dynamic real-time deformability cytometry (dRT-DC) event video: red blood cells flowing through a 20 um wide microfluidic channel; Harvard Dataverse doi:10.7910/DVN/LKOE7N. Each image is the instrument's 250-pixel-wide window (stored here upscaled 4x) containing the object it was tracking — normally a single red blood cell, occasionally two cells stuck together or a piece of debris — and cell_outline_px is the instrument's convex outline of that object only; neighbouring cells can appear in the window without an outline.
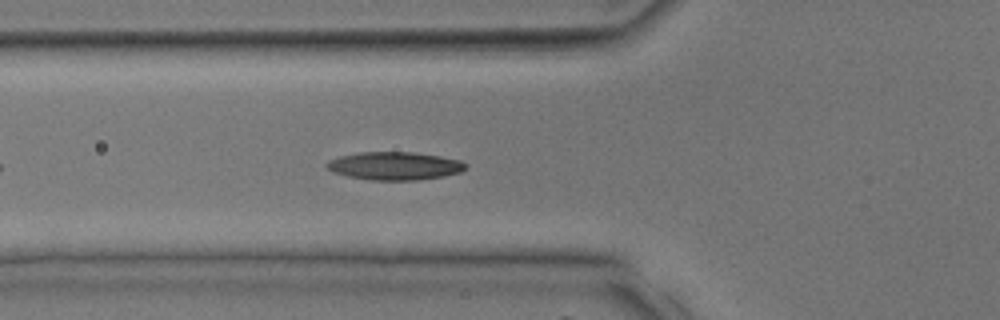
{"species": "common noctule bat (a hibernating species)", "species_latin": "Nyctalus noctula", "temperature_condition": "room temperature", "stored_images_in_passage": 28, "camera_frame_rate_fps": 3000, "um_per_image_px": 0.085, "animal": {"sex": "male", "body_mass_g": 17.9, "forearm_length_mm": 54.2}, "frame": {"image": 1, "passage_image": 5, "time_ms": 1.333, "image_size_px": [1000, 320], "cell_outline_px": [[468, 164], [460, 172], [444, 176], [420, 180], [372, 180], [348, 176], [332, 172], [324, 164], [328, 160], [340, 156], [360, 152], [412, 152], [440, 156], [460, 160]], "centroid_in_image_um": [33.53, 14.1], "position_along_channel_um": 92.3, "area_um2": 22.72}}
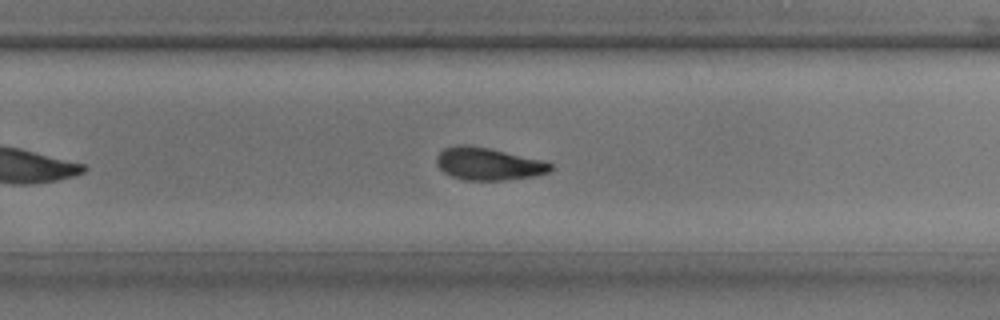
{"frame": {"image": 2, "passage_image": 16, "time_ms": 5.0, "image_size_px": [1000, 320], "cell_outline_px": [[552, 168], [548, 172], [532, 176], [504, 180], [464, 180], [452, 176], [444, 172], [436, 164], [436, 156], [444, 148], [456, 144], [468, 144], [488, 148], [544, 160], [552, 164]], "centroid_in_image_um": [41.47, 13.91], "position_along_channel_um": 288.3, "area_um2": 21.56}}
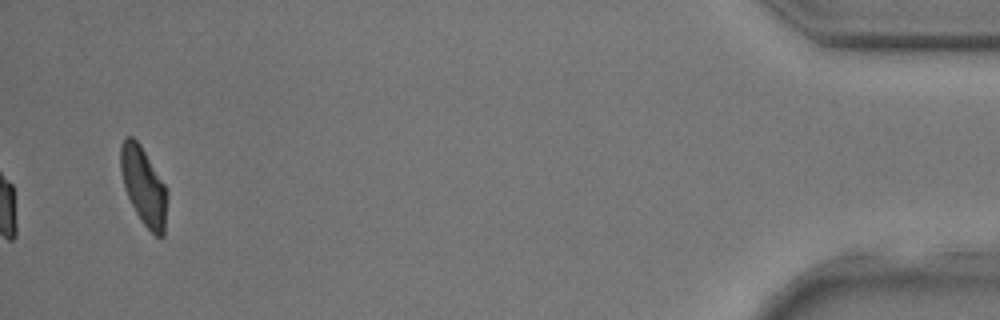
{"frame": {"image": 3, "passage_image": 28, "time_ms": 9.0, "image_size_px": [1000, 320], "cell_outline_px": [[168, 196], [164, 236], [156, 236], [144, 224], [136, 212], [124, 188], [120, 168], [120, 144], [128, 136], [132, 136], [140, 144], [168, 188]], "centroid_in_image_um": [12.23, 15.8], "position_along_channel_um": 423.0, "area_um2": 21.21}}